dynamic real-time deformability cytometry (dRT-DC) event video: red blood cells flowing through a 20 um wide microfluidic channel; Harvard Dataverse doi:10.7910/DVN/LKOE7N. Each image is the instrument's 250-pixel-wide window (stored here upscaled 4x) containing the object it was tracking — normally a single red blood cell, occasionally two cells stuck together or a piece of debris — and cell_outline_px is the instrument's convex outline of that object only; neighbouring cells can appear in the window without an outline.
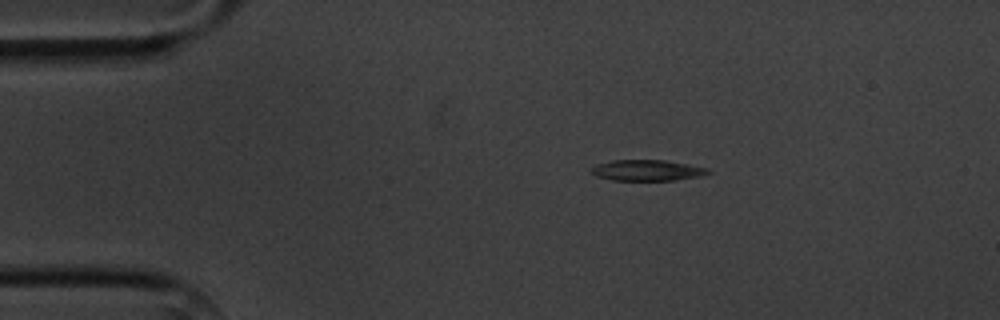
{"species": "common noctule bat (a hibernating species)", "species_latin": "Nyctalus noctula", "temperature_condition": "cold", "stored_images_in_passage": 9, "camera_frame_rate_fps": 3000, "um_per_image_px": 0.085, "animal": {"sex": "male", "body_mass_g": 20.1, "forearm_length_mm": 53.5}, "frame": {"image": 1, "passage_image": 1, "time_ms": 0.0, "image_size_px": [1000, 320], "cell_outline_px": [[712, 172], [700, 176], [676, 180], [612, 180], [596, 176], [592, 172], [592, 168], [596, 164], [612, 160], [664, 160], [708, 168]], "centroid_in_image_um": [55.01, 14.48], "position_along_channel_um": 30.0, "area_um2": 14.1}}
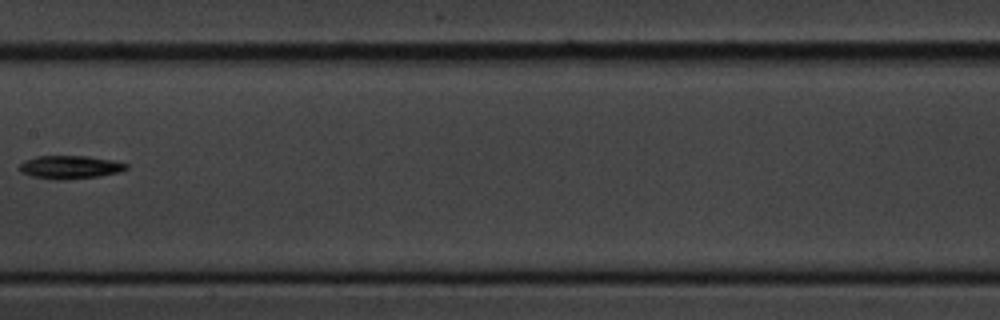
{"frame": {"image": 2, "passage_image": 6, "time_ms": 6.0, "image_size_px": [1000, 320], "cell_outline_px": [[128, 168], [120, 172], [100, 176], [60, 180], [32, 176], [20, 172], [20, 164], [24, 160], [36, 156], [88, 156], [112, 160], [128, 164]], "centroid_in_image_um": [5.96, 14.2], "position_along_channel_um": 201.4, "area_um2": 14.39}}
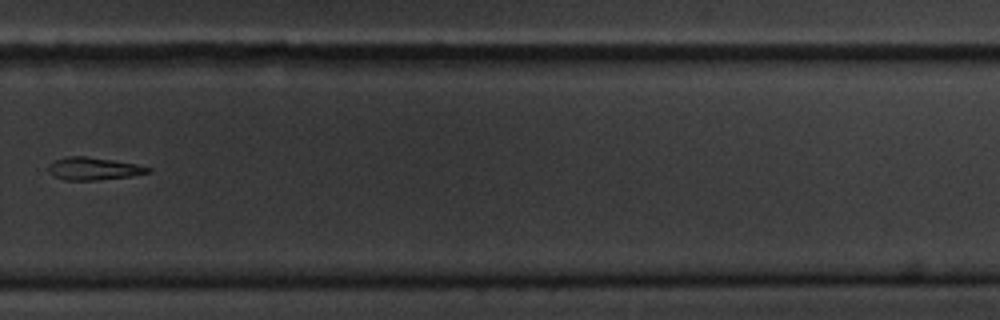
{"frame": {"image": 3, "passage_image": 9, "time_ms": 9.333, "image_size_px": [1000, 320], "cell_outline_px": [[152, 172], [132, 176], [96, 180], [64, 180], [52, 176], [48, 172], [48, 164], [56, 160], [68, 156], [84, 156], [112, 160], [136, 164], [152, 168]], "centroid_in_image_um": [7.94, 14.34], "position_along_channel_um": 321.9, "area_um2": 13.18}}